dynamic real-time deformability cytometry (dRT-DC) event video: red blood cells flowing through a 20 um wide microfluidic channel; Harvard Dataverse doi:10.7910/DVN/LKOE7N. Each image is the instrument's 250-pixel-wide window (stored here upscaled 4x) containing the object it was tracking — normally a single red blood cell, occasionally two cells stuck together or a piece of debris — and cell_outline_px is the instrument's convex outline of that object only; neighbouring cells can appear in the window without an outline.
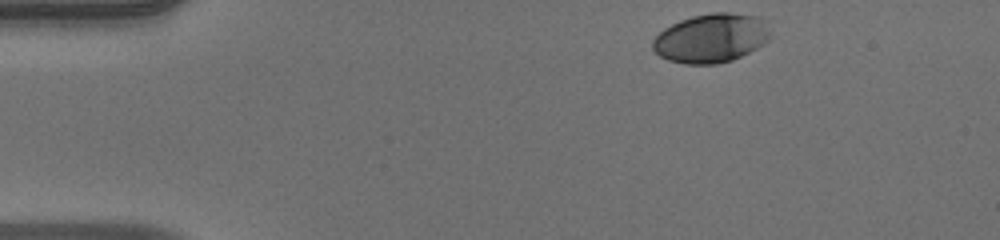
{"species": "human", "species_latin": "Homo sapiens", "temperature_condition": "warm", "stored_images_in_passage": 37, "camera_frame_rate_fps": 3000, "um_per_image_px": 0.085, "donor": {"sex": "male"}, "frame": {"image": 1, "passage_image": 1, "time_ms": 0.0, "image_size_px": [1000, 240], "cell_outline_px": [[768, 40], [764, 44], [732, 60], [716, 64], [684, 64], [668, 60], [660, 56], [652, 48], [652, 40], [664, 28], [680, 20], [692, 16], [712, 12], [728, 12], [756, 16], [760, 20], [768, 32]], "centroid_in_image_um": [60.38, 3.25], "position_along_channel_um": 24.6, "area_um2": 33.18}}
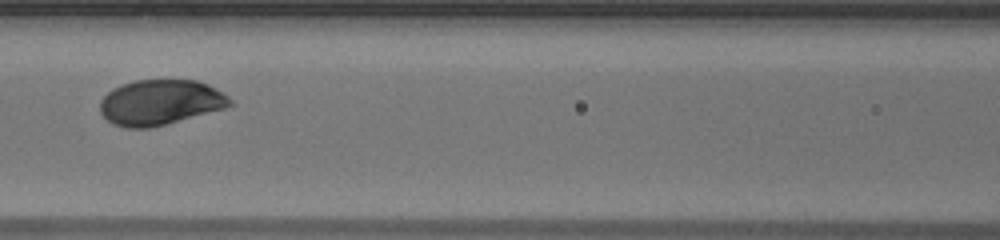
{"frame": {"image": 2, "passage_image": 17, "time_ms": 5.333, "image_size_px": [1000, 240], "cell_outline_px": [[236, 104], [224, 108], [164, 124], [148, 128], [124, 128], [112, 124], [100, 112], [100, 100], [112, 88], [136, 80], [196, 80], [208, 84], [216, 88], [228, 96]], "centroid_in_image_um": [13.62, 8.7], "position_along_channel_um": 153.0, "area_um2": 34.16}}
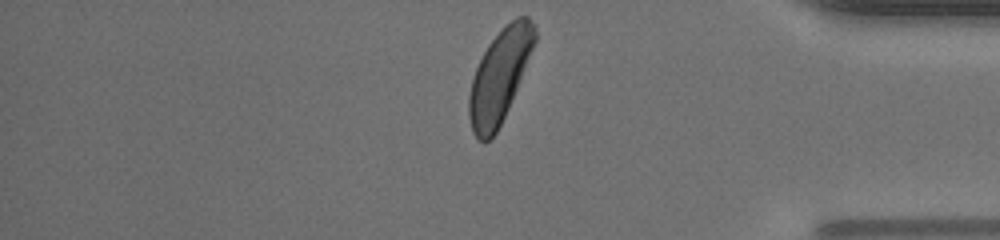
{"frame": {"image": 3, "passage_image": 37, "time_ms": 12.0, "image_size_px": [1000, 240], "cell_outline_px": [[536, 40], [508, 108], [496, 132], [484, 144], [472, 132], [468, 116], [468, 96], [472, 80], [476, 68], [488, 44], [516, 16], [528, 16], [536, 24]], "centroid_in_image_um": [42.45, 6.47], "position_along_channel_um": 392.7, "area_um2": 34.74}, "authors_computed_cell_mechanics": {"area_um2": 34.1598, "velocity_mm_per_s": 3.9643, "shape_relaxation_time_tau1_ms": 2.7164, "shape_relaxation_time_tau2_ms": null, "deformation_change_tau1": 0.1465, "deformation_change_tau2": null}}